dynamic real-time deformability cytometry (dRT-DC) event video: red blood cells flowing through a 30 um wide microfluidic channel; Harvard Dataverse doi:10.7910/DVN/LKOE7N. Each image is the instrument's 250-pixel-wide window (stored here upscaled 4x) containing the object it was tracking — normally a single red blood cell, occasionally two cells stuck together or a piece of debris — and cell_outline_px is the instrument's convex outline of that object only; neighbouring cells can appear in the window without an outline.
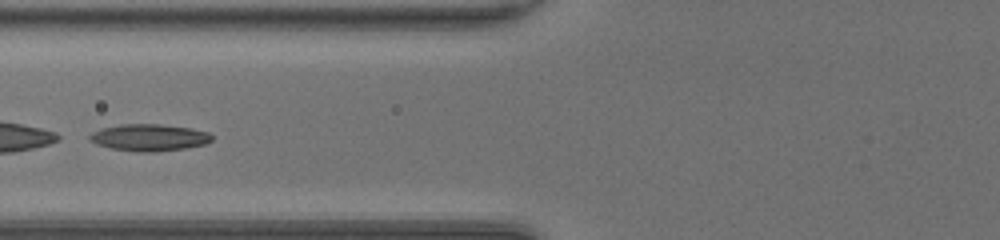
{"species": "common noctule bat (a hibernating species)", "species_latin": "Nyctalus noctula", "temperature_condition": "room temperature", "stored_images_in_passage": 42, "camera_frame_rate_fps": 3000, "um_per_image_px": 0.085, "animal": {"sex": "female", "body_mass_g": 20.0, "forearm_length_mm": 54.0}, "frame": {"image": 1, "passage_image": 16, "time_ms": 5.0, "image_size_px": [1000, 240], "cell_outline_px": [[212, 140], [204, 144], [184, 148], [156, 152], [136, 152], [112, 148], [96, 144], [88, 140], [88, 136], [92, 132], [100, 128], [120, 124], [160, 124], [192, 128], [208, 132], [212, 136]], "centroid_in_image_um": [12.64, 11.68], "position_along_channel_um": 113.2, "area_um2": 19.25}}
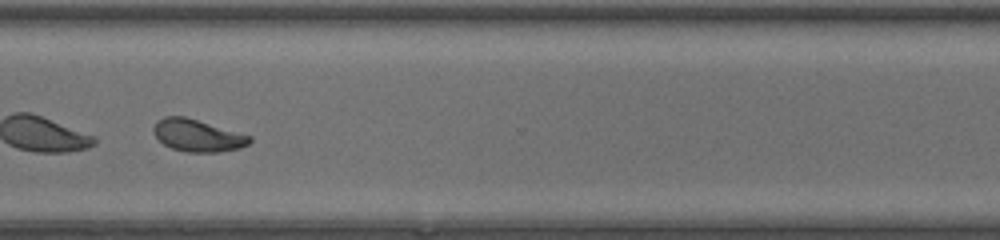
{"frame": {"image": 2, "passage_image": 33, "time_ms": 10.667, "image_size_px": [1000, 240], "cell_outline_px": [[252, 140], [248, 144], [240, 148], [220, 152], [188, 152], [172, 148], [164, 144], [152, 132], [152, 128], [156, 120], [164, 116], [184, 116], [252, 136]], "centroid_in_image_um": [16.78, 11.51], "position_along_channel_um": 353.8, "area_um2": 18.03}, "authors_computed_cell_mechanics": {"area_um2": 19.2185, "velocity_mm_per_s": 4.251, "shape_relaxation_time_tau1_ms": 0.9952, "shape_relaxation_time_tau2_ms": 2.3043, "deformation_change_tau1": 0.3338, "deformation_change_tau2": 0.0779}}